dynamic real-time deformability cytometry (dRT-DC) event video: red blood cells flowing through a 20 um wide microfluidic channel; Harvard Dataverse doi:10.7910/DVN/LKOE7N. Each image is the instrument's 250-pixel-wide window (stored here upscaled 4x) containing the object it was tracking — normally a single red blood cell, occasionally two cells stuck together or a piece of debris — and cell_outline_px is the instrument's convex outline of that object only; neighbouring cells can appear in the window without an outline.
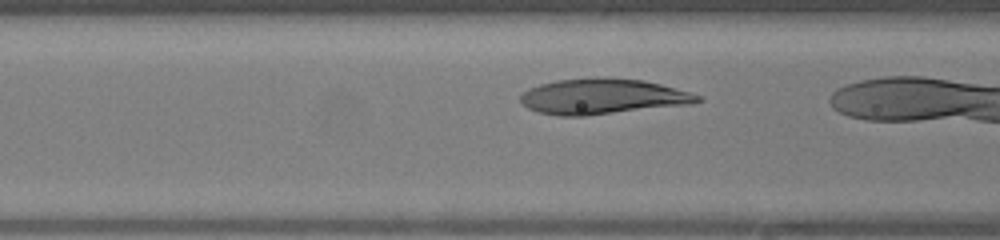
{"species": "human", "species_latin": "Homo sapiens", "temperature_condition": "warm", "stored_images_in_passage": 10, "camera_frame_rate_fps": 3000, "um_per_image_px": 0.085, "donor": {"sex": "female"}, "frame": {"image": 1, "passage_image": 9, "time_ms": 2.667, "image_size_px": [1000, 240], "cell_outline_px": [[704, 100], [692, 104], [584, 116], [560, 116], [536, 112], [528, 108], [520, 100], [520, 96], [528, 88], [540, 84], [556, 80], [596, 76], [604, 76], [644, 80], [660, 84], [688, 92], [700, 96]], "centroid_in_image_um": [51.2, 8.19], "position_along_channel_um": 115.4, "area_um2": 36.93}}